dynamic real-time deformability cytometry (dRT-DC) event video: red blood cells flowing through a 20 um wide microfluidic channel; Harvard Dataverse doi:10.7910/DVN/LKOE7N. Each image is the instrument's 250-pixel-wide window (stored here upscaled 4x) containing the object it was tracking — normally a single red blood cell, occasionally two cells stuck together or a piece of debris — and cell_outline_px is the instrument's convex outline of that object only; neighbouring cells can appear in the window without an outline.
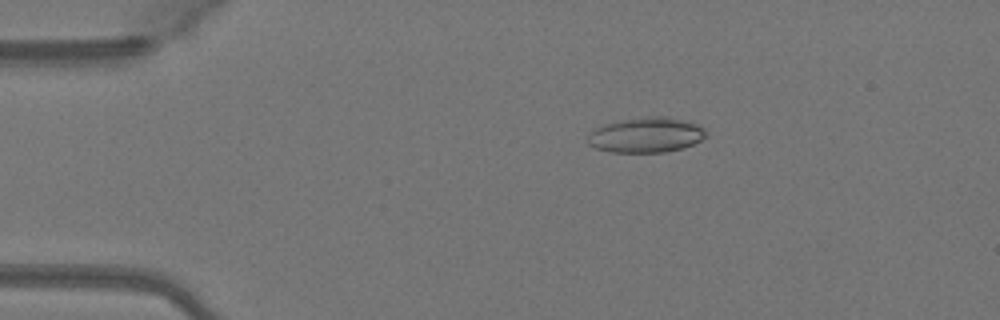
{"species": "Egyptian fruit bat (a non-hibernating species)", "species_latin": "Rousettus aegyptiacus", "temperature_condition": "warm", "stored_images_in_passage": 49, "camera_frame_rate_fps": 3000, "um_per_image_px": 0.085, "animal": {"sex": "female"}, "frame": {"image": 1, "passage_image": 9, "time_ms": 2.667, "image_size_px": [1000, 320], "cell_outline_px": [[708, 136], [684, 148], [664, 152], [608, 152], [596, 148], [588, 144], [588, 136], [596, 128], [604, 124], [624, 120], [648, 116], [668, 116], [696, 124], [704, 128], [708, 132]], "centroid_in_image_um": [54.95, 11.48], "position_along_channel_um": 30.1, "area_um2": 24.16}}
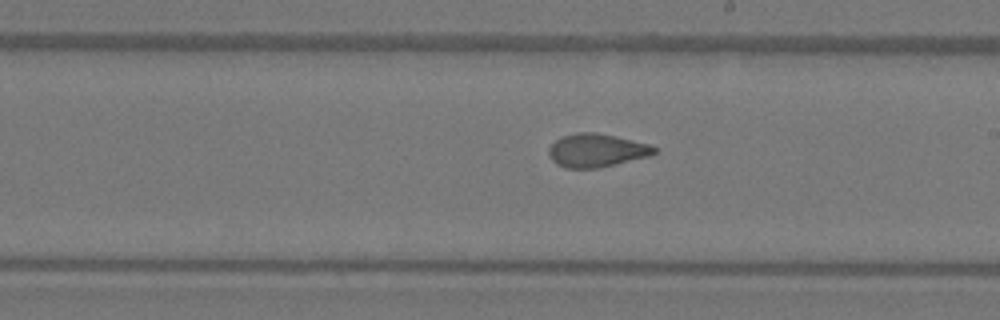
{"frame": {"image": 2, "passage_image": 28, "time_ms": 9.0, "image_size_px": [1000, 320], "cell_outline_px": [[656, 152], [652, 156], [596, 168], [564, 168], [556, 164], [552, 160], [548, 152], [548, 148], [556, 140], [564, 136], [576, 132], [596, 132], [616, 136], [648, 144], [656, 148]], "centroid_in_image_um": [50.7, 12.78], "position_along_channel_um": 238.3, "area_um2": 20.46}}
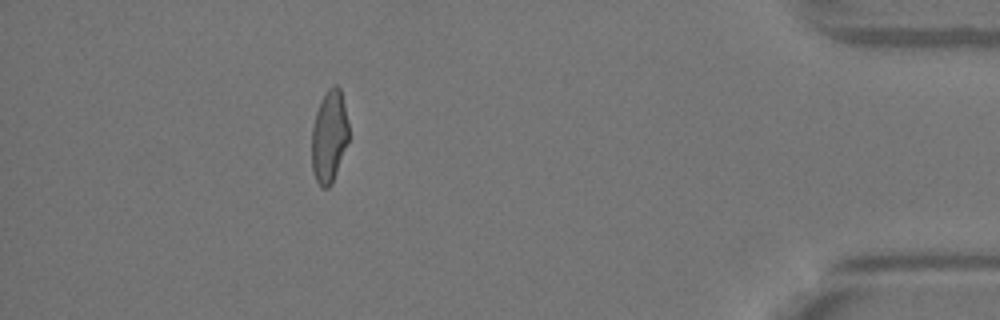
{"frame": {"image": 3, "passage_image": 44, "time_ms": 14.333, "image_size_px": [1000, 320], "cell_outline_px": [[348, 140], [332, 184], [328, 188], [320, 188], [316, 180], [312, 168], [312, 128], [316, 112], [320, 100], [328, 88], [332, 84], [336, 84], [340, 88], [344, 104], [348, 124]], "centroid_in_image_um": [27.97, 11.59], "position_along_channel_um": 407.2, "area_um2": 19.88}, "authors_computed_cell_mechanics": {"area_um2": 20.6924, "velocity_mm_per_s": 4.1333, "shape_relaxation_time_tau1_ms": 7.2191, "shape_relaxation_time_tau2_ms": 1.1078, "deformation_change_tau1": 0.1998, "deformation_change_tau2": 0.0755}}